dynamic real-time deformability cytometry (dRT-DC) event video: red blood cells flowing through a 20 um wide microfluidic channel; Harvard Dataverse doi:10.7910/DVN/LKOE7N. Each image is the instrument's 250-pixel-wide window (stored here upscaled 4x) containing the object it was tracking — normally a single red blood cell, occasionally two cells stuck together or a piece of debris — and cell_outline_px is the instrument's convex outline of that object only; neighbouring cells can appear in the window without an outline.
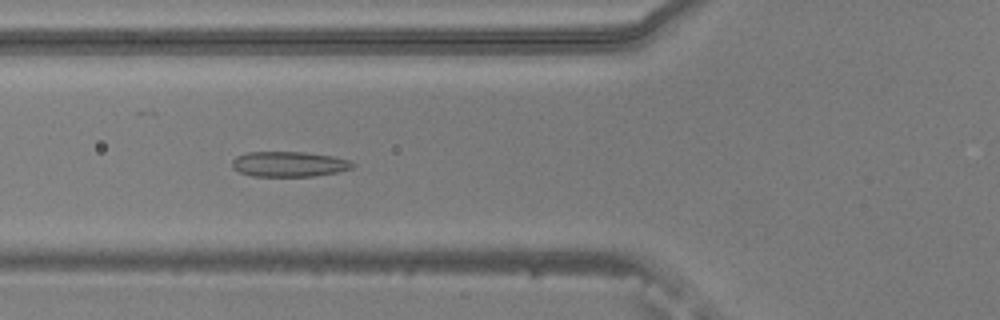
{"species": "common noctule bat (a hibernating species)", "species_latin": "Nyctalus noctula", "temperature_condition": "warm", "stored_images_in_passage": 49, "camera_frame_rate_fps": 3000, "um_per_image_px": 0.085, "animal": {"sex": "male", "body_mass_g": 20.5, "forearm_length_mm": 52.5}, "frame": {"image": 1, "passage_image": 16, "time_ms": 5.0, "image_size_px": [1000, 320], "cell_outline_px": [[352, 168], [336, 172], [312, 176], [252, 176], [240, 172], [232, 168], [232, 160], [236, 156], [248, 152], [304, 152], [332, 156], [348, 160], [352, 164]], "centroid_in_image_um": [24.5, 13.95], "position_along_channel_um": 101.3, "area_um2": 17.51}}
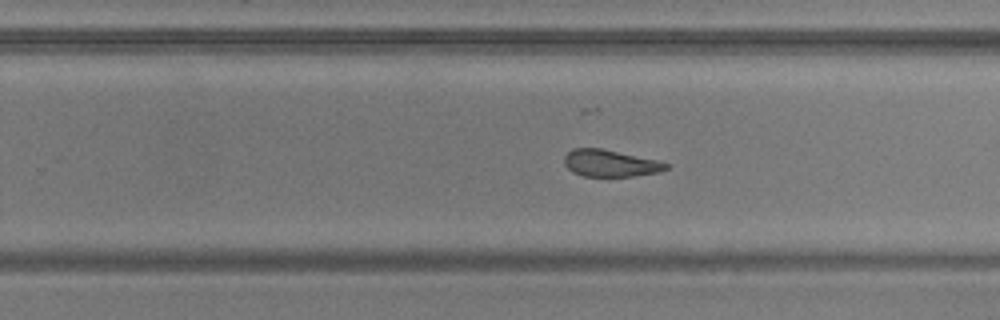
{"frame": {"image": 2, "passage_image": 30, "time_ms": 9.667, "image_size_px": [1000, 320], "cell_outline_px": [[672, 164], [668, 168], [660, 172], [632, 176], [584, 176], [572, 172], [564, 164], [564, 156], [572, 148], [600, 148], [656, 160]], "centroid_in_image_um": [51.87, 13.88], "position_along_channel_um": 277.9, "area_um2": 15.9}}
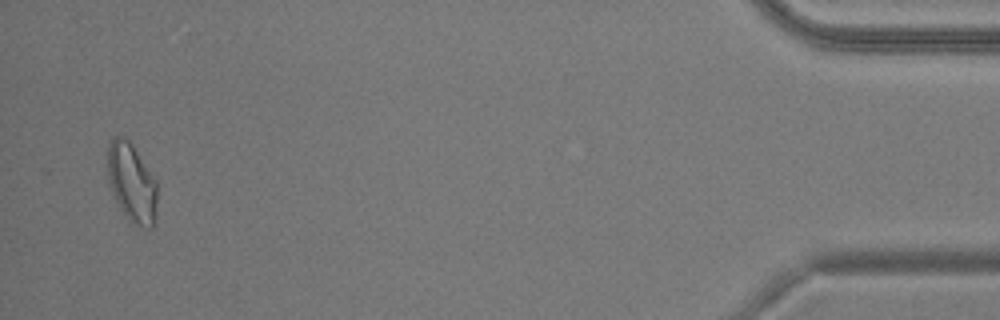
{"frame": {"image": 3, "passage_image": 48, "time_ms": 15.667, "image_size_px": [1000, 320], "cell_outline_px": [[156, 224], [152, 228], [144, 228], [128, 220], [124, 216], [112, 192], [108, 180], [108, 144], [112, 136], [124, 136], [132, 144], [156, 180]], "centroid_in_image_um": [11.2, 15.55], "position_along_channel_um": 424.0, "area_um2": 22.95}, "authors_computed_cell_mechanics": {"area_um2": 18.6116, "velocity_mm_per_s": 3.7855, "shape_relaxation_time_tau1_ms": null, "shape_relaxation_time_tau2_ms": 2.9157, "deformation_change_tau1": null, "deformation_change_tau2": 0.1055}}